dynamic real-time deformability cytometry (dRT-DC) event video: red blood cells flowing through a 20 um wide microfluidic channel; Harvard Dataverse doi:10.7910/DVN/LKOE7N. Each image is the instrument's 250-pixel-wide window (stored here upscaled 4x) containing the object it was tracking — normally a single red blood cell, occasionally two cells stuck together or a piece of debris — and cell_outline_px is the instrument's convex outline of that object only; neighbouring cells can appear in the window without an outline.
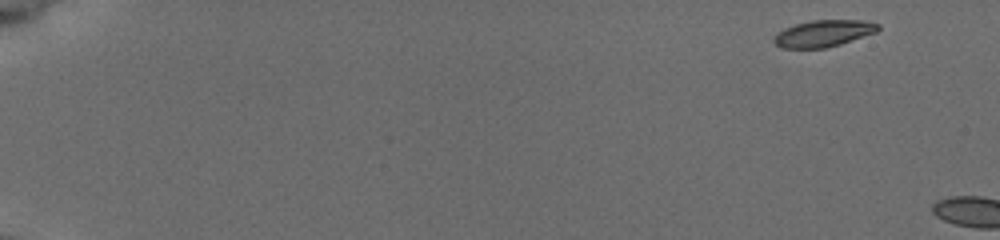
{"species": "common noctule bat (a hibernating species)", "species_latin": "Nyctalus noctula", "temperature_condition": "cold", "stored_images_in_passage": 4, "camera_frame_rate_fps": 3000, "um_per_image_px": 0.085, "animal": {"sex": "female", "body_mass_g": 19.5, "forearm_length_mm": 54.1}, "frame": {"image": 1, "passage_image": 1, "time_ms": 0.0, "image_size_px": [1000, 240], "cell_outline_px": [[880, 28], [876, 32], [840, 44], [824, 48], [780, 48], [772, 40], [776, 32], [784, 28], [796, 24], [812, 20], [864, 20], [880, 24]], "centroid_in_image_um": [69.97, 2.83], "position_along_channel_um": 15.0, "area_um2": 16.24}}